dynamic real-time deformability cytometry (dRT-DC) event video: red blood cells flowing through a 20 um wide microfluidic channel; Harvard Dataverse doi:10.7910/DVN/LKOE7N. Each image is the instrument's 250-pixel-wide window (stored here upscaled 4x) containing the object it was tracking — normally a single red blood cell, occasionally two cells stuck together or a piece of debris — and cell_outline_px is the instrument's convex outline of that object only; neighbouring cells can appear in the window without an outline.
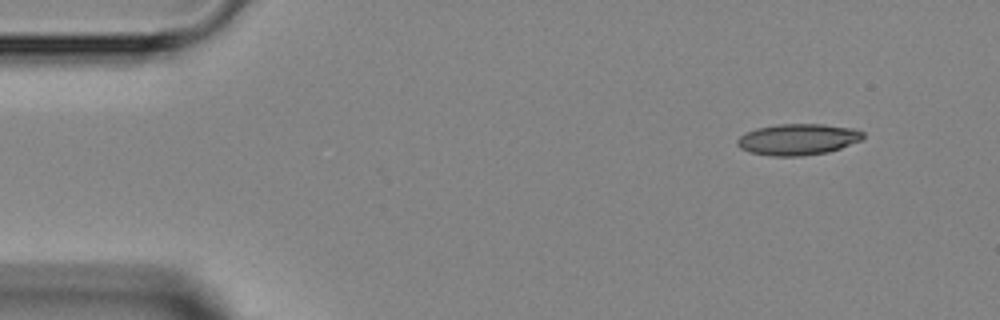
{"species": "Egyptian fruit bat (a non-hibernating species)", "species_latin": "Rousettus aegyptiacus", "temperature_condition": "room temperature", "stored_images_in_passage": 2, "camera_frame_rate_fps": 3000, "um_per_image_px": 0.085, "animal": {"sex": "female"}, "frame": {"image": 1, "passage_image": 1, "time_ms": 0.0, "image_size_px": [1000, 320], "cell_outline_px": [[864, 136], [860, 140], [840, 148], [828, 152], [800, 156], [772, 156], [748, 152], [740, 148], [736, 144], [736, 140], [744, 132], [756, 128], [776, 124], [824, 124], [856, 128], [864, 132]], "centroid_in_image_um": [67.79, 11.84], "position_along_channel_um": 17.2, "area_um2": 23.12}}